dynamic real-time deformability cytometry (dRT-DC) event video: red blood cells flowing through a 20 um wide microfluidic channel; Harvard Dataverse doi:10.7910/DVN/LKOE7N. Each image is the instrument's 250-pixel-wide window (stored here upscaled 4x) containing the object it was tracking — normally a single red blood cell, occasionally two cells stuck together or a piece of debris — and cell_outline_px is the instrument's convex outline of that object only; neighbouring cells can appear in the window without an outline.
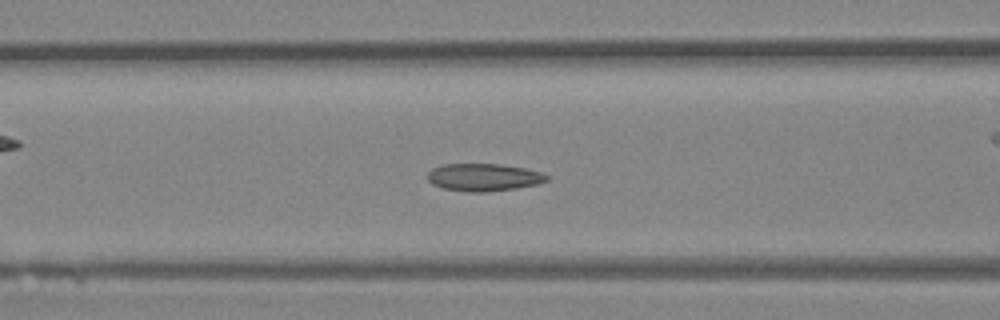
{"species": "Egyptian fruit bat (a non-hibernating species)", "species_latin": "Rousettus aegyptiacus", "temperature_condition": "room temperature", "stored_images_in_passage": 46, "camera_frame_rate_fps": 3000, "um_per_image_px": 0.085, "animal": {"sex": "female"}, "frame": {"image": 1, "passage_image": 18, "time_ms": 5.667, "image_size_px": [1000, 320], "cell_outline_px": [[548, 180], [540, 184], [516, 188], [488, 192], [468, 192], [444, 188], [432, 184], [428, 180], [428, 172], [432, 168], [440, 164], [500, 164], [524, 168], [544, 172], [548, 176]], "centroid_in_image_um": [41.13, 15.07], "position_along_channel_um": 125.5, "area_um2": 19.31}}
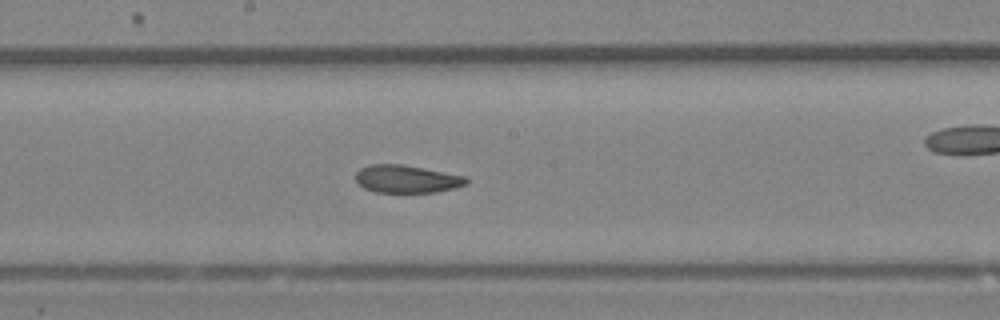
{"frame": {"image": 2, "passage_image": 24, "time_ms": 7.667, "image_size_px": [1000, 320], "cell_outline_px": [[468, 184], [456, 188], [436, 192], [376, 192], [364, 188], [356, 180], [356, 172], [360, 168], [368, 164], [400, 164], [464, 176], [468, 180]], "centroid_in_image_um": [34.56, 15.22], "position_along_channel_um": 213.6, "area_um2": 17.74}}
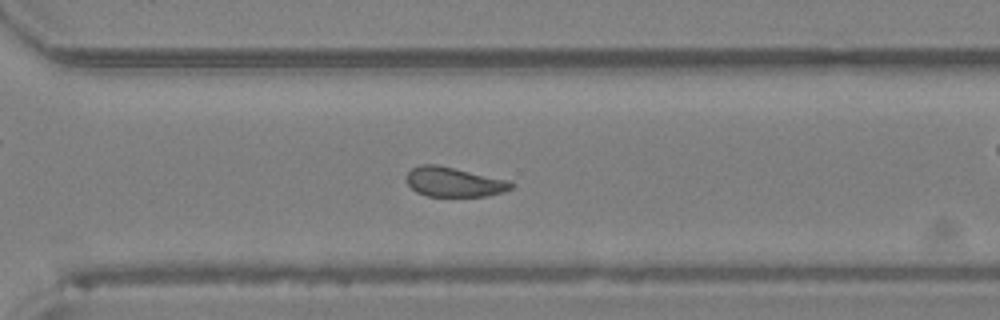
{"frame": {"image": 3, "passage_image": 32, "time_ms": 10.333, "image_size_px": [1000, 320], "cell_outline_px": [[516, 184], [512, 188], [504, 192], [488, 196], [428, 196], [416, 192], [408, 184], [404, 176], [412, 168], [420, 164], [436, 164], [508, 180]], "centroid_in_image_um": [38.58, 15.47], "position_along_channel_um": 332.0, "area_um2": 18.15}}